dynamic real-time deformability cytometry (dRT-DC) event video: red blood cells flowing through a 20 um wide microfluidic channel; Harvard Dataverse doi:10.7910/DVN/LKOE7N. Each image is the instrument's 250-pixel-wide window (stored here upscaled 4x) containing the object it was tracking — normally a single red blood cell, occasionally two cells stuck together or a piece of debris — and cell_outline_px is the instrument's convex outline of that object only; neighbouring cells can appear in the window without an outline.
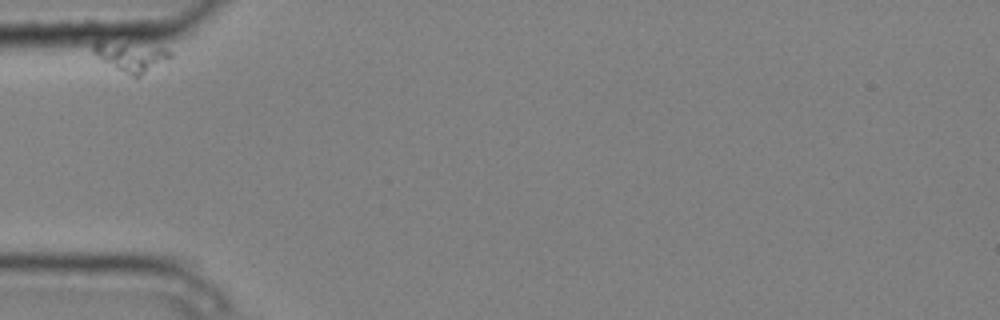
{"species": "common noctule bat (a hibernating species)", "species_latin": "Nyctalus noctula", "temperature_condition": "cold", "stored_images_in_passage": 2, "camera_frame_rate_fps": 3000, "um_per_image_px": 0.085, "animal": {"sex": "male", "body_mass_g": 20.4}, "frame": {"image": 1, "passage_image": 1, "time_ms": 0.0, "image_size_px": [1000, 320], "cell_outline_px": [[172, 56], [140, 76], [132, 76], [116, 68], [92, 52], [92, 44], [100, 44], [164, 48], [172, 52]], "centroid_in_image_um": [11.2, 4.88], "position_along_channel_um": 73.8, "area_um2": 11.68}}